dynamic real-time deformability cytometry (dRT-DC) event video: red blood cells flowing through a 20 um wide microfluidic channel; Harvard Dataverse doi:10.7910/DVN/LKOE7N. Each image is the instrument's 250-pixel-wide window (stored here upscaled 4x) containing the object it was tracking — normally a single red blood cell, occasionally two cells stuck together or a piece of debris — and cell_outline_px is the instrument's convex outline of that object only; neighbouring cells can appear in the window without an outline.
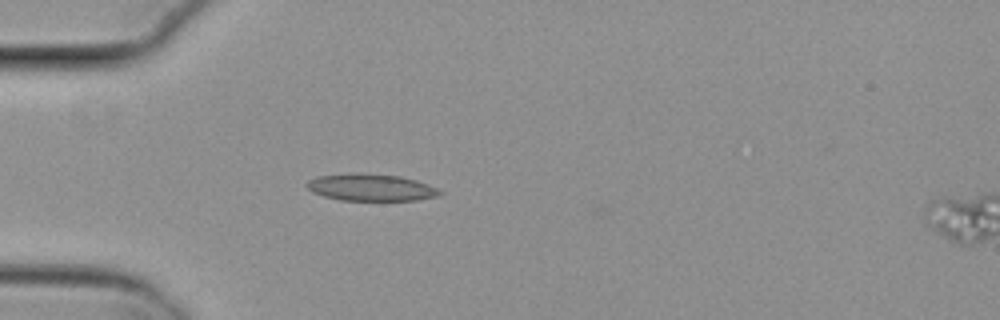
{"species": "common noctule bat (a hibernating species)", "species_latin": "Nyctalus noctula", "temperature_condition": "cold", "stored_images_in_passage": 35, "camera_frame_rate_fps": 3000, "um_per_image_px": 0.085, "animal": {"sex": "female", "body_mass_g": 29.2, "forearm_length_mm": 56.3}, "frame": {"image": 1, "passage_image": 1, "time_ms": 0.0, "image_size_px": [1000, 320], "cell_outline_px": [[444, 192], [440, 196], [416, 200], [340, 200], [324, 196], [312, 192], [304, 184], [308, 180], [316, 176], [352, 172], [400, 176], [416, 180], [428, 184]], "centroid_in_image_um": [31.51, 15.92], "position_along_channel_um": 53.5, "area_um2": 21.1}}
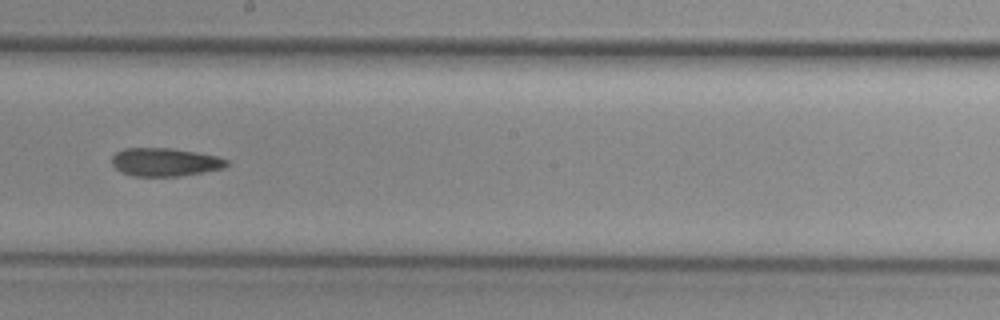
{"frame": {"image": 2, "passage_image": 16, "time_ms": 5.0, "image_size_px": [1000, 320], "cell_outline_px": [[228, 164], [224, 168], [180, 176], [132, 176], [120, 172], [112, 164], [112, 156], [116, 152], [124, 148], [172, 148], [216, 156], [228, 160]], "centroid_in_image_um": [13.99, 13.78], "position_along_channel_um": 234.2, "area_um2": 18.84}}
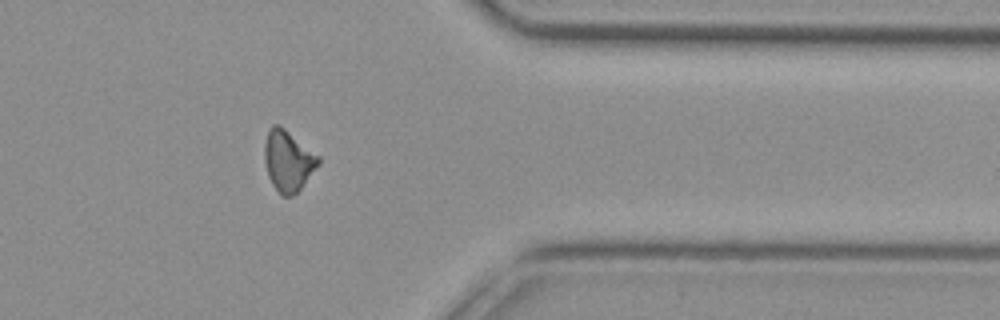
{"frame": {"image": 3, "passage_image": 29, "time_ms": 9.333, "image_size_px": [1000, 320], "cell_outline_px": [[320, 164], [300, 188], [292, 196], [280, 196], [272, 184], [268, 176], [264, 160], [264, 144], [268, 132], [272, 124], [280, 124], [320, 156]], "centroid_in_image_um": [24.48, 13.65], "position_along_channel_um": 386.9, "area_um2": 19.25}}